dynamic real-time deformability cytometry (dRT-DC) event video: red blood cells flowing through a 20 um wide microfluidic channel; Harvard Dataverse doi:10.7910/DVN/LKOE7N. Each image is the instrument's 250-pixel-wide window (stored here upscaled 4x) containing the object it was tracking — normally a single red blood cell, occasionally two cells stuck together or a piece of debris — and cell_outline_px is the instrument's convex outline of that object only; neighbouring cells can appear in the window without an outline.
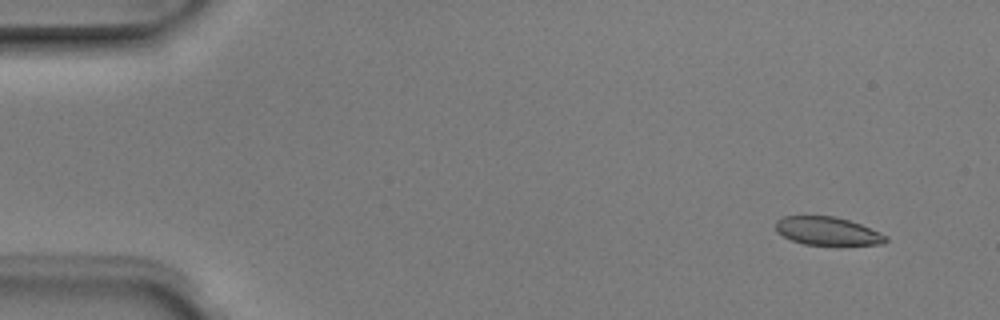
{"species": "Egyptian fruit bat (a non-hibernating species)", "species_latin": "Rousettus aegyptiacus", "temperature_condition": "room temperature", "stored_images_in_passage": 5, "camera_frame_rate_fps": 3000, "um_per_image_px": 0.085, "animal": {"sex": "male"}, "frame": {"image": 1, "passage_image": 1, "time_ms": 0.0, "image_size_px": [1000, 320], "cell_outline_px": [[888, 240], [884, 244], [804, 244], [792, 240], [776, 232], [776, 220], [784, 216], [836, 216], [860, 224], [888, 236]], "centroid_in_image_um": [70.32, 19.63], "position_along_channel_um": 14.7, "area_um2": 17.86}}
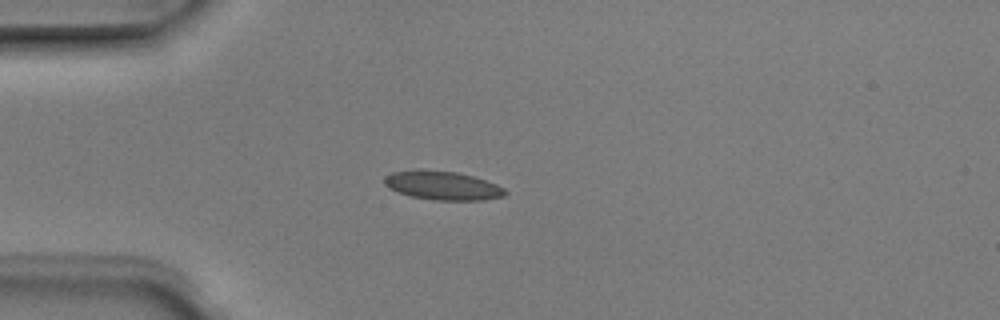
{"frame": {"image": 2, "passage_image": 4, "time_ms": 1.0, "image_size_px": [1000, 320], "cell_outline_px": [[508, 192], [504, 196], [484, 200], [432, 200], [412, 196], [388, 188], [384, 184], [384, 176], [392, 172], [456, 172], [472, 176], [496, 184], [504, 188]], "centroid_in_image_um": [37.67, 15.81], "position_along_channel_um": 47.3, "area_um2": 19.48}}